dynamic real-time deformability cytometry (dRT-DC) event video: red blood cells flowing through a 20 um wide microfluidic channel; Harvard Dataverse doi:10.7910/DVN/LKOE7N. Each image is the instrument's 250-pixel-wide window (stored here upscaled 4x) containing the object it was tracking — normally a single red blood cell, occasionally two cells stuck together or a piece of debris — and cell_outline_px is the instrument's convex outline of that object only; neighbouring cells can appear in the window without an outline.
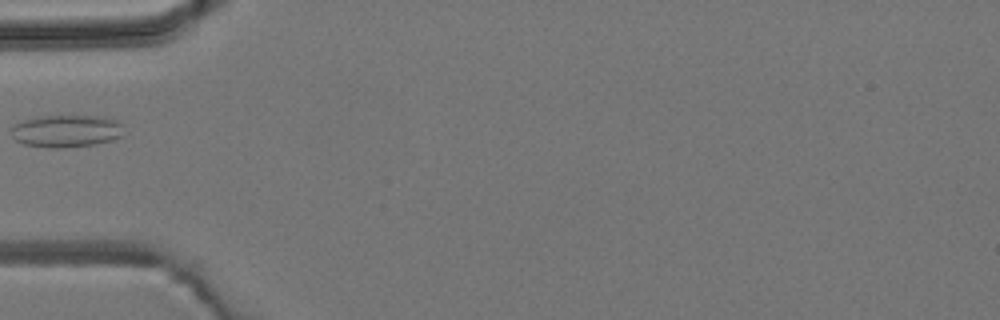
{"species": "common noctule bat (a hibernating species)", "species_latin": "Nyctalus noctula", "temperature_condition": "room temperature", "stored_images_in_passage": 5, "camera_frame_rate_fps": 3000, "um_per_image_px": 0.085, "animal": {"sex": "male", "body_mass_g": 19.2, "forearm_length_mm": 51.8}, "frame": {"image": 1, "passage_image": 3, "time_ms": 2.667, "image_size_px": [1000, 320], "cell_outline_px": [[124, 136], [116, 140], [96, 144], [64, 148], [48, 148], [24, 144], [16, 140], [12, 136], [12, 124], [36, 116], [104, 116], [116, 120], [120, 124]], "centroid_in_image_um": [5.65, 11.14], "position_along_channel_um": 79.3, "area_um2": 21.56}}
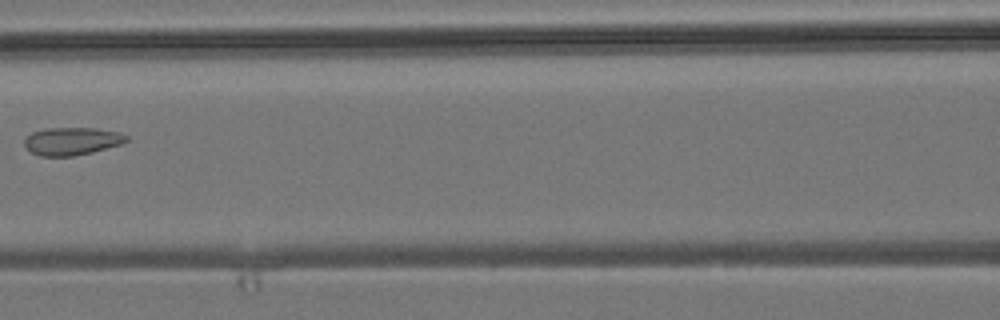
{"frame": {"image": 2, "passage_image": 5, "time_ms": 4.667, "image_size_px": [1000, 320], "cell_outline_px": [[128, 140], [120, 144], [92, 152], [72, 156], [40, 156], [32, 152], [24, 144], [24, 140], [32, 132], [44, 128], [96, 128], [120, 132], [128, 136]], "centroid_in_image_um": [6.12, 11.99], "position_along_channel_um": 160.5, "area_um2": 16.42}}